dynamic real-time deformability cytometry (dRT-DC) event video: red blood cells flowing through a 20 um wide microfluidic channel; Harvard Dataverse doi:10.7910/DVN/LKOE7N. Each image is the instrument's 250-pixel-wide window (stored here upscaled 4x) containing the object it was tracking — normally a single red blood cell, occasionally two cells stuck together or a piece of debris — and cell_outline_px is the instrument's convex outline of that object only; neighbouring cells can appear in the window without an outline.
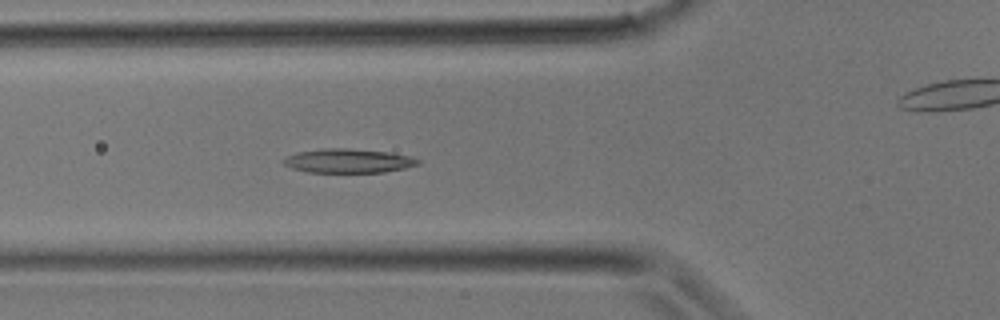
{"species": "common noctule bat (a hibernating species)", "species_latin": "Nyctalus noctula", "temperature_condition": "room temperature", "stored_images_in_passage": 32, "camera_frame_rate_fps": 3000, "um_per_image_px": 0.085, "animal": {"sex": "male", "body_mass_g": 17.9}, "frame": {"image": 1, "passage_image": 10, "time_ms": 3.0, "image_size_px": [1000, 320], "cell_outline_px": [[420, 164], [404, 168], [384, 172], [308, 172], [292, 168], [284, 164], [280, 160], [296, 152], [324, 148], [344, 148], [388, 152], [412, 156], [420, 160]], "centroid_in_image_um": [29.6, 13.67], "position_along_channel_um": 96.2, "area_um2": 18.84}}
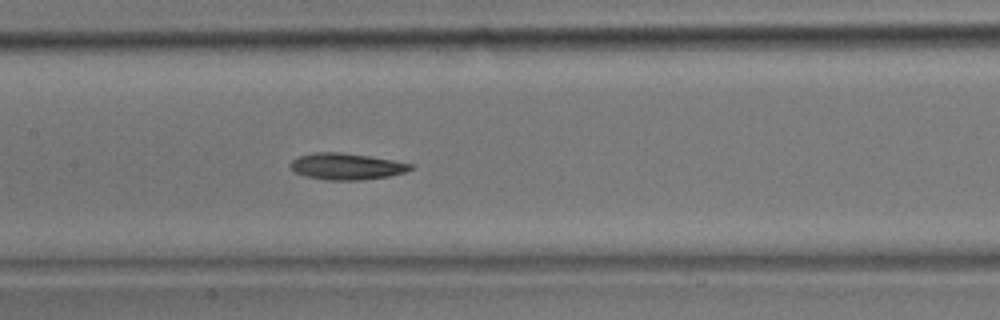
{"frame": {"image": 2, "passage_image": 14, "time_ms": 4.333, "image_size_px": [1000, 320], "cell_outline_px": [[416, 168], [404, 172], [388, 176], [364, 180], [324, 180], [304, 176], [296, 172], [288, 164], [296, 156], [312, 152], [340, 152], [368, 156], [416, 164]], "centroid_in_image_um": [29.45, 14.14], "position_along_channel_um": 178.0, "area_um2": 18.79}}
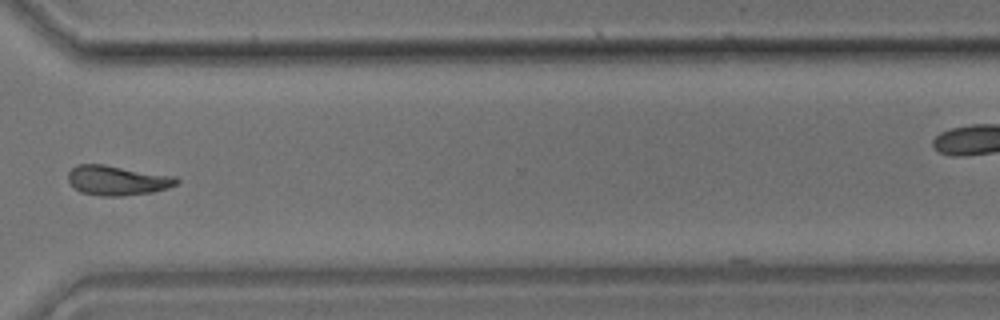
{"frame": {"image": 3, "passage_image": 23, "time_ms": 7.333, "image_size_px": [1000, 320], "cell_outline_px": [[180, 180], [176, 184], [168, 188], [152, 192], [124, 196], [100, 196], [80, 192], [68, 180], [68, 172], [76, 164], [104, 164], [176, 176]], "centroid_in_image_um": [9.98, 15.33], "position_along_channel_um": 360.6, "area_um2": 18.9}}